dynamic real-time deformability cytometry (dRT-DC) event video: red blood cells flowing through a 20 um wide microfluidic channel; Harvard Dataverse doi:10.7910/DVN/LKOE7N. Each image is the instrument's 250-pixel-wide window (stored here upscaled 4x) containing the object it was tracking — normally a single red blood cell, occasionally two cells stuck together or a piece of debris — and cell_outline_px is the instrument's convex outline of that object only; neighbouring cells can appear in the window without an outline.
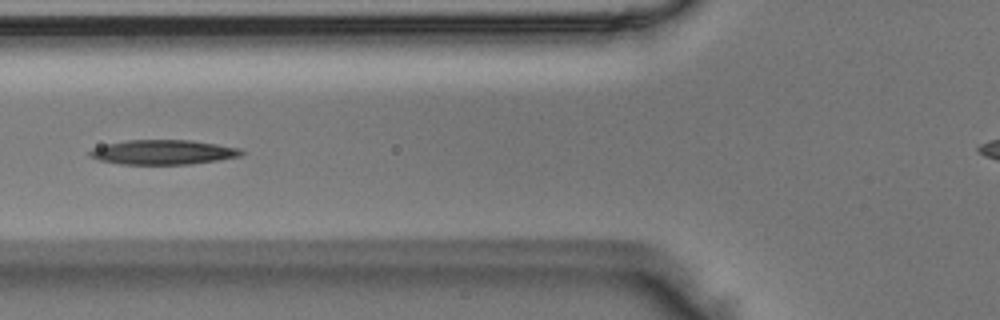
{"species": "Egyptian fruit bat (a non-hibernating species)", "species_latin": "Rousettus aegyptiacus", "temperature_condition": "room temperature", "stored_images_in_passage": 43, "camera_frame_rate_fps": 3000, "um_per_image_px": 0.085, "animal": {"sex": "male"}, "frame": {"image": 1, "passage_image": 10, "time_ms": 3.0, "image_size_px": [1000, 320], "cell_outline_px": [[244, 152], [240, 156], [192, 164], [120, 164], [100, 160], [88, 156], [88, 152], [92, 148], [124, 140], [192, 140], [240, 148]], "centroid_in_image_um": [13.84, 12.93], "position_along_channel_um": 112.0, "area_um2": 21.68}}
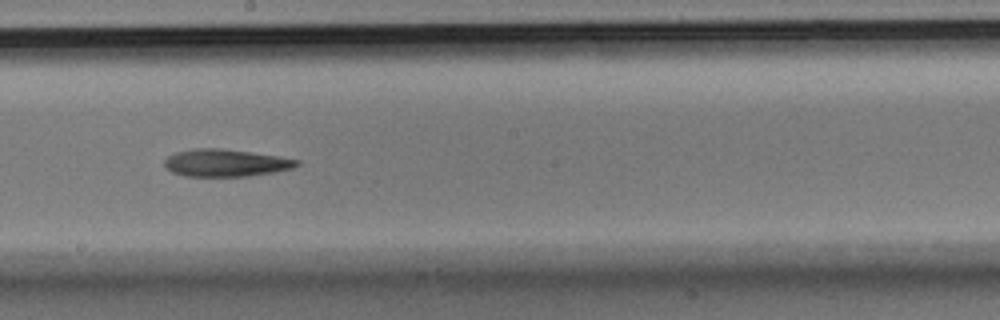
{"frame": {"image": 2, "passage_image": 19, "time_ms": 6.0, "image_size_px": [1000, 320], "cell_outline_px": [[300, 164], [292, 168], [276, 172], [248, 176], [184, 176], [172, 172], [164, 168], [164, 160], [168, 156], [176, 152], [192, 148], [220, 148], [276, 156], [300, 160]], "centroid_in_image_um": [19.14, 13.85], "position_along_channel_um": 229.1, "area_um2": 21.1}}
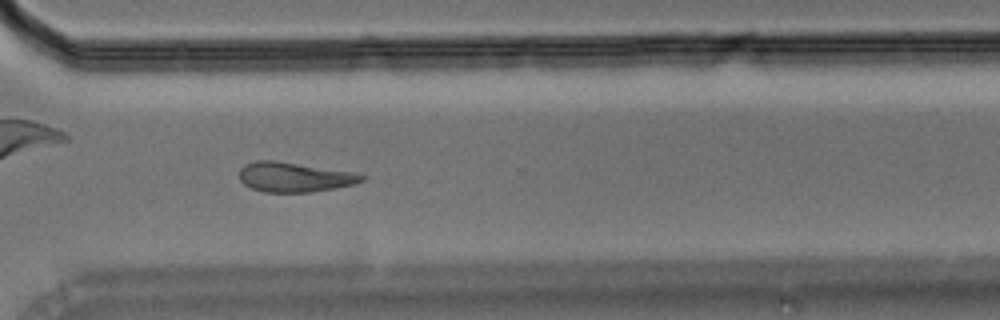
{"frame": {"image": 3, "passage_image": 28, "time_ms": 9.0, "image_size_px": [1000, 320], "cell_outline_px": [[368, 176], [364, 180], [352, 184], [336, 188], [312, 192], [264, 192], [252, 188], [244, 184], [240, 180], [240, 168], [244, 164], [256, 160], [272, 160], [352, 172]], "centroid_in_image_um": [25.0, 15.06], "position_along_channel_um": 345.6, "area_um2": 21.04}}